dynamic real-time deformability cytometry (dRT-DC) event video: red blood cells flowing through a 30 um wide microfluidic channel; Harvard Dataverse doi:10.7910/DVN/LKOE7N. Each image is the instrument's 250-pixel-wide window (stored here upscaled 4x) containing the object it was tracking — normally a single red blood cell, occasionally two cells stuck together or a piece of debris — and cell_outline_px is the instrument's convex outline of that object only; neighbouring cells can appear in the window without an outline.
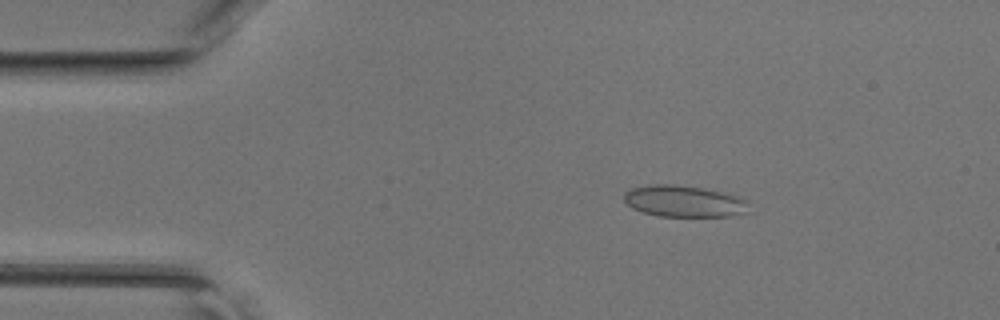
{"species": "common noctule bat (a hibernating species)", "species_latin": "Nyctalus noctula", "temperature_condition": "room temperature", "stored_images_in_passage": 43, "camera_frame_rate_fps": 3000, "um_per_image_px": 0.085, "animal": {"sex": "female", "body_mass_g": 17.0, "forearm_length_mm": 48.0}, "frame": {"image": 1, "passage_image": 5, "time_ms": 1.333, "image_size_px": [1000, 320], "cell_outline_px": [[748, 212], [732, 216], [660, 216], [644, 212], [632, 208], [624, 200], [624, 192], [632, 188], [652, 184], [676, 184], [732, 192], [748, 200]], "centroid_in_image_um": [58.22, 17.09], "position_along_channel_um": 26.8, "area_um2": 23.35}}
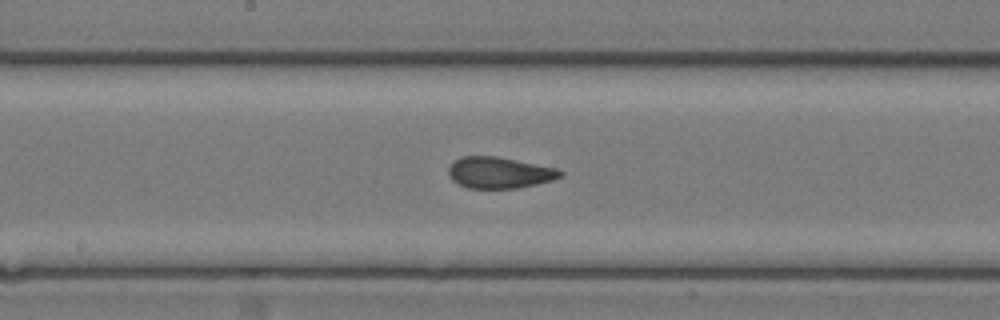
{"frame": {"image": 2, "passage_image": 21, "time_ms": 6.667, "image_size_px": [1000, 320], "cell_outline_px": [[564, 176], [552, 180], [520, 188], [468, 188], [456, 184], [452, 180], [448, 172], [448, 168], [460, 156], [496, 156], [556, 168], [564, 172]], "centroid_in_image_um": [42.45, 14.68], "position_along_channel_um": 205.8, "area_um2": 20.4}}
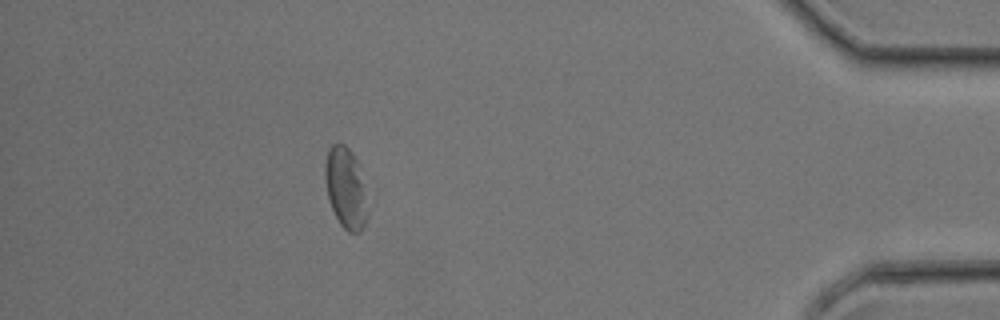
{"frame": {"image": 3, "passage_image": 38, "time_ms": 12.333, "image_size_px": [1000, 320], "cell_outline_px": [[368, 216], [364, 228], [360, 232], [348, 232], [340, 224], [328, 200], [324, 180], [324, 164], [328, 148], [332, 144], [344, 144], [352, 152], [356, 160], [364, 184], [368, 212]], "centroid_in_image_um": [29.37, 15.99], "position_along_channel_um": 405.8, "area_um2": 20.29}}